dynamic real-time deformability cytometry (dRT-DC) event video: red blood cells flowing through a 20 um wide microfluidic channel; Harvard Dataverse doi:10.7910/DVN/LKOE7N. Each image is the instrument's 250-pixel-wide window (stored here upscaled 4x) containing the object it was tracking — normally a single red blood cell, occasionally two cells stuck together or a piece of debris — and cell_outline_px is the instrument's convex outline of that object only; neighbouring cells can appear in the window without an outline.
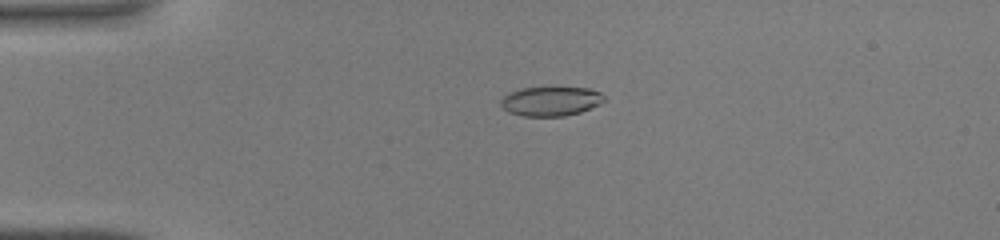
{"species": "common noctule bat (a hibernating species)", "species_latin": "Nyctalus noctula", "temperature_condition": "warm", "stored_images_in_passage": 45, "camera_frame_rate_fps": 3000, "um_per_image_px": 0.085, "animal": {"sex": "male", "body_mass_g": 19.0, "forearm_length_mm": 50.8}, "frame": {"image": 1, "passage_image": 11, "time_ms": 3.333, "image_size_px": [1000, 240], "cell_outline_px": [[604, 100], [600, 104], [580, 112], [564, 116], [524, 116], [508, 112], [500, 104], [500, 100], [508, 92], [520, 88], [588, 88], [600, 92], [604, 96]], "centroid_in_image_um": [46.79, 8.6], "position_along_channel_um": 38.2, "area_um2": 17.57}}
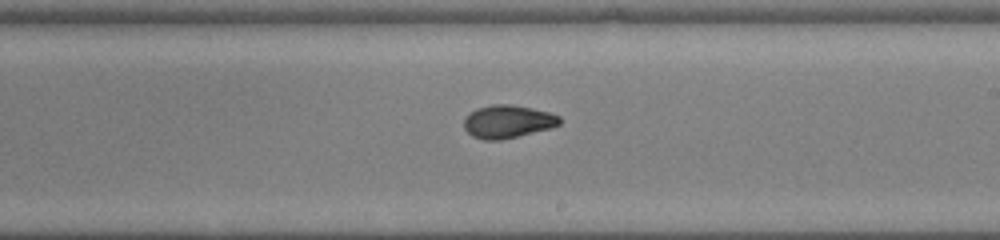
{"frame": {"image": 2, "passage_image": 27, "time_ms": 8.667, "image_size_px": [1000, 240], "cell_outline_px": [[560, 124], [548, 128], [500, 140], [484, 140], [472, 136], [464, 128], [464, 120], [476, 108], [492, 104], [512, 104], [532, 108], [548, 112], [560, 116]], "centroid_in_image_um": [43.13, 10.32], "position_along_channel_um": 245.9, "area_um2": 18.09}}
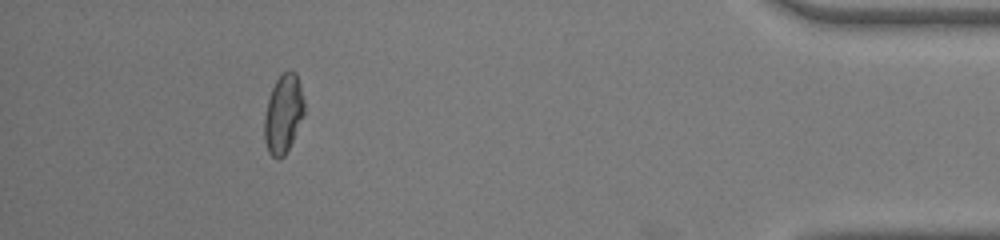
{"frame": {"image": 3, "passage_image": 41, "time_ms": 13.333, "image_size_px": [1000, 240], "cell_outline_px": [[304, 116], [284, 156], [276, 160], [268, 152], [264, 140], [264, 116], [268, 100], [272, 88], [280, 72], [288, 68], [296, 72], [300, 84], [304, 100]], "centroid_in_image_um": [24.08, 9.63], "position_along_channel_um": 411.1, "area_um2": 18.55}}